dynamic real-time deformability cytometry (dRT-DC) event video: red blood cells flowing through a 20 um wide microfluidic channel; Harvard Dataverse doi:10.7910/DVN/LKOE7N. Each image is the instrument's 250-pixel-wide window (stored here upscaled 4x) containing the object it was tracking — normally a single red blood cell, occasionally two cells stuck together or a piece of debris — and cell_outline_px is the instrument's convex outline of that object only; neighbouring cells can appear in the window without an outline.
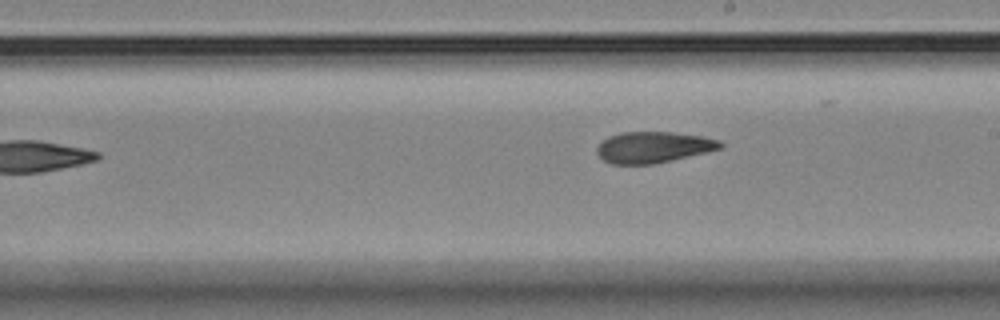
{"species": "Egyptian fruit bat (a non-hibernating species)", "species_latin": "Rousettus aegyptiacus", "temperature_condition": "room temperature", "stored_images_in_passage": 10, "camera_frame_rate_fps": 3000, "um_per_image_px": 0.085, "animal": {"sex": "female"}, "frame": {"image": 1, "passage_image": 10, "time_ms": 3.0, "image_size_px": [1000, 320], "cell_outline_px": [[724, 148], [708, 152], [672, 160], [652, 164], [612, 164], [604, 160], [596, 152], [596, 148], [608, 136], [620, 132], [672, 132], [700, 136], [720, 140], [724, 144]], "centroid_in_image_um": [55.56, 12.51], "position_along_channel_um": 233.4, "area_um2": 22.43}}